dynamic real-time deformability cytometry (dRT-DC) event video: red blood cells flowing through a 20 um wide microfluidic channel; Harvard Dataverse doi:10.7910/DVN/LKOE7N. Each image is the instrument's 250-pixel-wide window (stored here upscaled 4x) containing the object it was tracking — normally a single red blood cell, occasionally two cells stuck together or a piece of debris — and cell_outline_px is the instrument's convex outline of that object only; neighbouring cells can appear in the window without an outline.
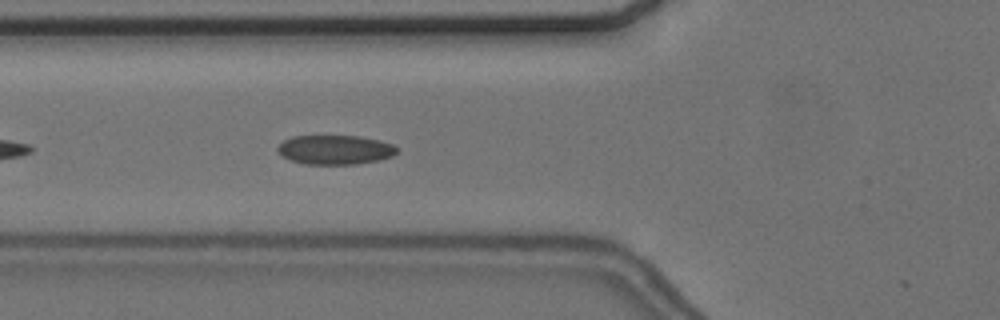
{"species": "common noctule bat (a hibernating species)", "species_latin": "Nyctalus noctula", "temperature_condition": "cold", "stored_images_in_passage": 9, "camera_frame_rate_fps": 3000, "um_per_image_px": 0.085, "animal": {"sex": "female", "body_mass_g": 24.6, "forearm_length_mm": 56.2}, "frame": {"image": 1, "passage_image": 6, "time_ms": 1.667, "image_size_px": [1000, 320], "cell_outline_px": [[400, 152], [392, 156], [380, 160], [356, 164], [304, 164], [280, 156], [276, 148], [284, 140], [292, 136], [360, 136], [380, 140], [392, 144], [400, 148]], "centroid_in_image_um": [28.52, 12.73], "position_along_channel_um": 97.3, "area_um2": 20.63}}